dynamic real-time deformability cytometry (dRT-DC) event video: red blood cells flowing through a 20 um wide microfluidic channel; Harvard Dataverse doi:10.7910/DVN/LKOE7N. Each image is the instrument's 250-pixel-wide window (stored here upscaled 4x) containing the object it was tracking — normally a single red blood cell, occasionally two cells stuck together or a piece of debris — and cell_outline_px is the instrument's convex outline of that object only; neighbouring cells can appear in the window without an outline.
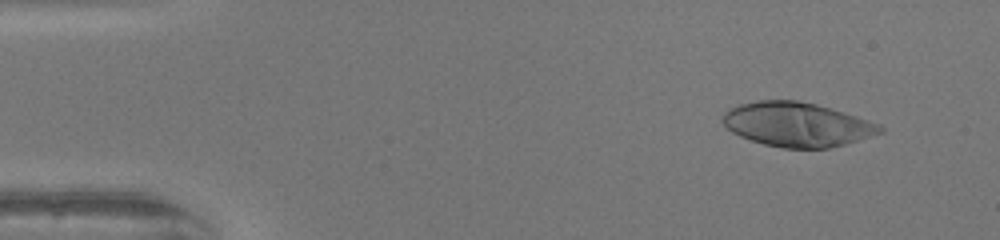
{"species": "human", "species_latin": "Homo sapiens", "temperature_condition": "warm", "stored_images_in_passage": 51, "camera_frame_rate_fps": 3000, "um_per_image_px": 0.085, "donor": {"sex": "female"}, "frame": {"image": 1, "passage_image": 5, "time_ms": 1.333, "image_size_px": [1000, 240], "cell_outline_px": [[884, 132], [844, 144], [828, 148], [784, 148], [764, 144], [740, 136], [732, 132], [720, 120], [724, 112], [728, 108], [736, 104], [756, 100], [796, 100], [816, 104], [856, 116], [880, 124], [884, 128]], "centroid_in_image_um": [67.71, 10.57], "position_along_channel_um": 17.3, "area_um2": 40.58}}
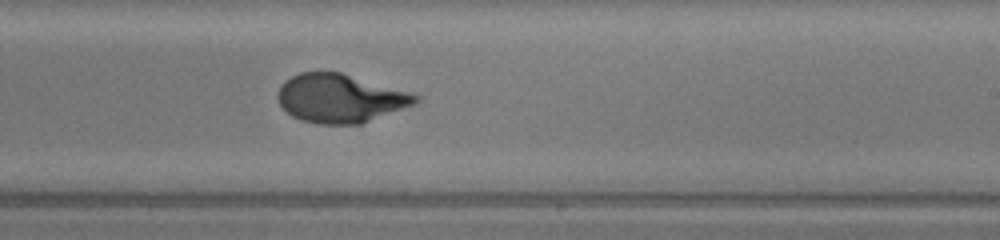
{"frame": {"image": 2, "passage_image": 31, "time_ms": 10.0, "image_size_px": [1000, 240], "cell_outline_px": [[420, 100], [416, 104], [360, 124], [320, 124], [300, 120], [292, 116], [280, 104], [276, 96], [276, 92], [280, 84], [284, 80], [300, 72], [340, 72], [408, 92], [420, 96]], "centroid_in_image_um": [28.88, 8.36], "position_along_channel_um": 260.1, "area_um2": 38.84}}
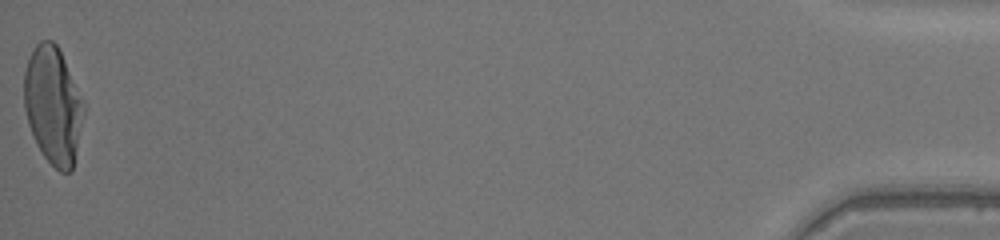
{"frame": {"image": 3, "passage_image": 51, "time_ms": 16.667, "image_size_px": [1000, 240], "cell_outline_px": [[84, 112], [72, 172], [60, 172], [44, 156], [36, 144], [32, 136], [28, 124], [24, 108], [24, 72], [28, 60], [36, 44], [40, 40], [52, 40], [56, 44], [64, 60], [84, 104]], "centroid_in_image_um": [4.48, 8.98], "position_along_channel_um": 430.7, "area_um2": 40.34}, "authors_computed_cell_mechanics": {"area_um2": 39.4774, "velocity_mm_per_s": 4.0956, "shape_relaxation_time_tau1_ms": 5.2917, "shape_relaxation_time_tau2_ms": null, "deformation_change_tau1": 0.2989, "deformation_change_tau2": null}}